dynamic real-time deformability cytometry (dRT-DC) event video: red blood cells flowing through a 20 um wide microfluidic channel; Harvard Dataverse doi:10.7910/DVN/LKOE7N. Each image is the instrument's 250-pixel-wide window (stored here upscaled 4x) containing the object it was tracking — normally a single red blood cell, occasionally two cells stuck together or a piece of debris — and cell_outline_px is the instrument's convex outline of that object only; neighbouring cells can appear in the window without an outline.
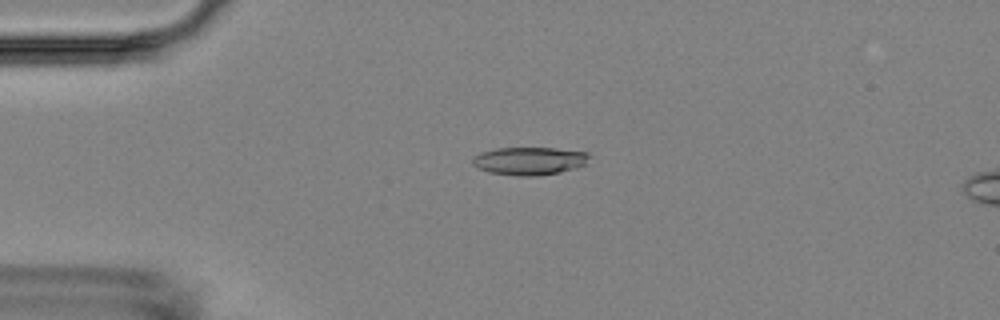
{"species": "Egyptian fruit bat (a non-hibernating species)", "species_latin": "Rousettus aegyptiacus", "temperature_condition": "room temperature", "stored_images_in_passage": 6, "camera_frame_rate_fps": 3000, "um_per_image_px": 0.085, "animal": {"sex": "female"}, "frame": {"image": 1, "passage_image": 4, "time_ms": 3.667, "image_size_px": [1000, 320], "cell_outline_px": [[588, 156], [584, 164], [560, 172], [536, 176], [520, 176], [488, 172], [472, 164], [472, 156], [480, 152], [496, 148], [556, 148], [588, 152]], "centroid_in_image_um": [44.94, 13.67], "position_along_channel_um": 40.1, "area_um2": 18.84}}